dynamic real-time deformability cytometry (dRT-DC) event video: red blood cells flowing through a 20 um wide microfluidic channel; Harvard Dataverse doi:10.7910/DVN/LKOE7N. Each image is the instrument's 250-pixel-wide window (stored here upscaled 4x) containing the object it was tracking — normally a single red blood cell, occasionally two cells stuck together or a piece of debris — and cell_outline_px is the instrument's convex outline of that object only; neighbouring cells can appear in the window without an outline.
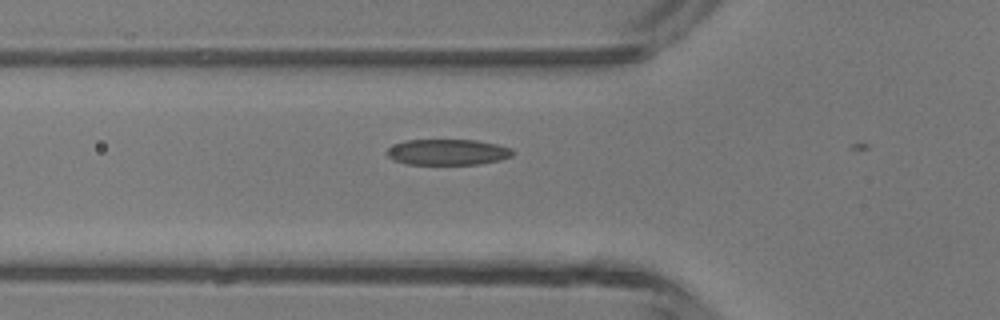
{"species": "common noctule bat (a hibernating species)", "species_latin": "Nyctalus noctula", "temperature_condition": "room temperature", "stored_images_in_passage": 3, "camera_frame_rate_fps": 3000, "um_per_image_px": 0.085, "animal": {"sex": "male", "body_mass_g": 13.3}, "frame": {"image": 1, "passage_image": 2, "time_ms": 0.333, "image_size_px": [1000, 320], "cell_outline_px": [[516, 152], [512, 156], [500, 160], [480, 164], [408, 164], [392, 160], [384, 152], [388, 148], [404, 140], [476, 140], [496, 144], [512, 148]], "centroid_in_image_um": [38.06, 12.93], "position_along_channel_um": 87.7, "area_um2": 19.07}}